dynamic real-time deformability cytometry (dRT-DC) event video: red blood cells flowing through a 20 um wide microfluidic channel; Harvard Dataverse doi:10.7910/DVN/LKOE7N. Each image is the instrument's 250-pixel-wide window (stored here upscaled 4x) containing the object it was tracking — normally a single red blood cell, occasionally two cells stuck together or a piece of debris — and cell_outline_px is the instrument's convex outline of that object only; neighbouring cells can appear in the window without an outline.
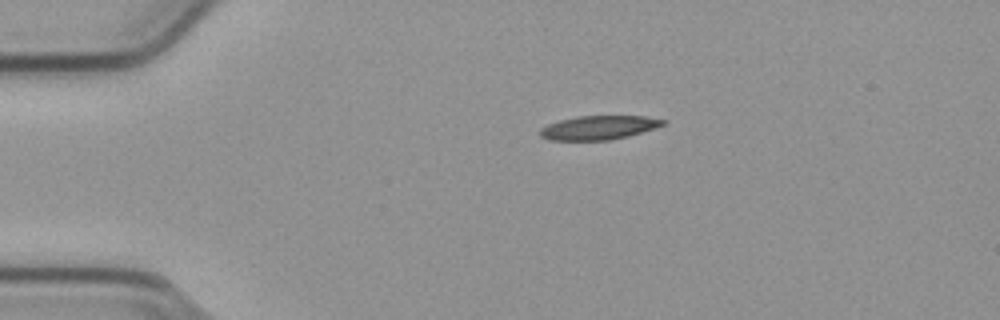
{"species": "common noctule bat (a hibernating species)", "species_latin": "Nyctalus noctula", "temperature_condition": "cold", "stored_images_in_passage": 44, "camera_frame_rate_fps": 3000, "um_per_image_px": 0.085, "animal": {"sex": "male", "body_mass_g": 23.1, "forearm_length_mm": 52.7}, "frame": {"image": 1, "passage_image": 1, "time_ms": 0.0, "image_size_px": [1000, 320], "cell_outline_px": [[668, 120], [664, 124], [628, 136], [608, 140], [548, 140], [540, 136], [540, 128], [548, 124], [560, 120], [580, 116], [644, 116]], "centroid_in_image_um": [50.86, 10.84], "position_along_channel_um": 34.1, "area_um2": 16.94}}
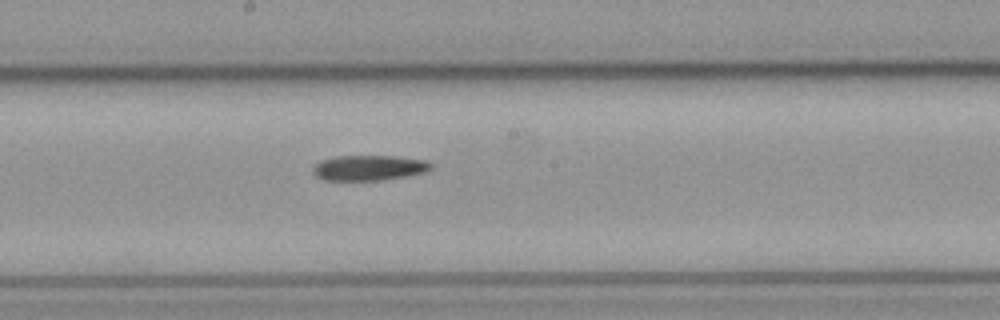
{"frame": {"image": 2, "passage_image": 19, "time_ms": 6.0, "image_size_px": [1000, 320], "cell_outline_px": [[432, 168], [424, 172], [404, 176], [380, 180], [324, 180], [316, 176], [312, 168], [320, 160], [336, 156], [392, 156], [428, 160], [432, 164]], "centroid_in_image_um": [31.35, 14.25], "position_along_channel_um": 216.8, "area_um2": 17.28}}
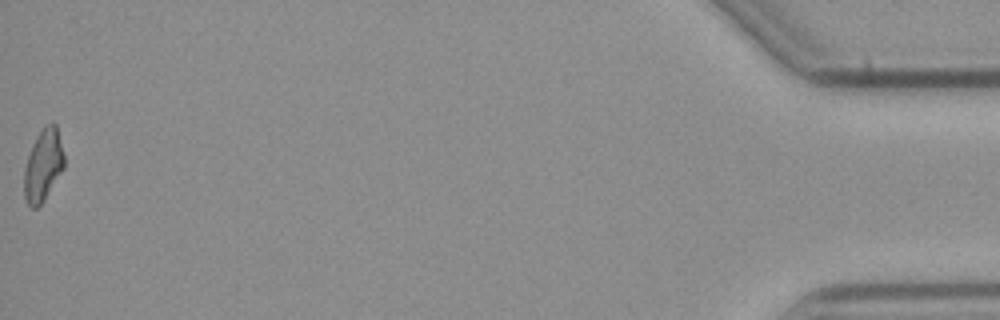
{"frame": {"image": 3, "passage_image": 44, "time_ms": 14.333, "image_size_px": [1000, 320], "cell_outline_px": [[64, 168], [44, 200], [36, 208], [32, 208], [28, 204], [24, 196], [24, 168], [32, 144], [36, 136], [44, 124], [52, 120], [56, 124], [64, 156]], "centroid_in_image_um": [3.67, 14.0], "position_along_channel_um": 431.5, "area_um2": 16.88}}